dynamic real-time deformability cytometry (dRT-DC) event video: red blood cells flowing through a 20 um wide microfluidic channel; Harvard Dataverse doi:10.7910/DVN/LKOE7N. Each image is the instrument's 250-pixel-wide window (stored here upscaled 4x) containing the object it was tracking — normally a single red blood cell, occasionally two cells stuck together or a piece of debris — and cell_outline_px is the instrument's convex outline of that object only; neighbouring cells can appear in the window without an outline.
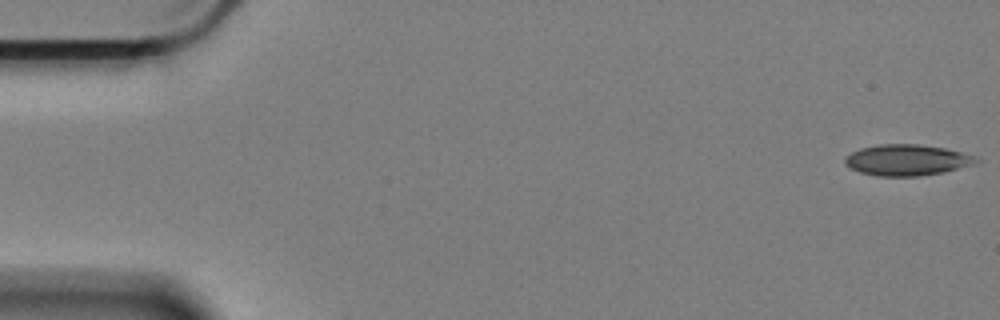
{"species": "Egyptian fruit bat (a non-hibernating species)", "species_latin": "Rousettus aegyptiacus", "temperature_condition": "cold", "stored_images_in_passage": 58, "camera_frame_rate_fps": 3000, "um_per_image_px": 0.085, "animal": {"sex": "female"}, "frame": {"image": 1, "passage_image": 1, "time_ms": 0.0, "image_size_px": [1000, 320], "cell_outline_px": [[980, 160], [976, 164], [940, 172], [916, 176], [880, 176], [860, 172], [844, 164], [844, 156], [860, 148], [880, 144], [916, 144], [944, 148], [960, 152], [972, 156]], "centroid_in_image_um": [77.04, 13.59], "position_along_channel_um": 8.0, "area_um2": 23.41}}
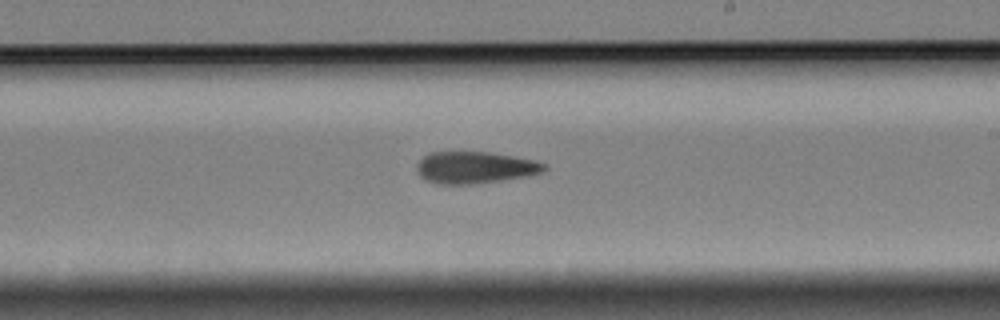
{"frame": {"image": 2, "passage_image": 34, "time_ms": 11.0, "image_size_px": [1000, 320], "cell_outline_px": [[548, 168], [540, 172], [528, 176], [504, 180], [472, 184], [436, 184], [424, 180], [420, 176], [416, 168], [416, 164], [424, 156], [432, 152], [492, 152], [536, 160], [544, 164]], "centroid_in_image_um": [40.36, 14.24], "position_along_channel_um": 248.6, "area_um2": 23.81}}
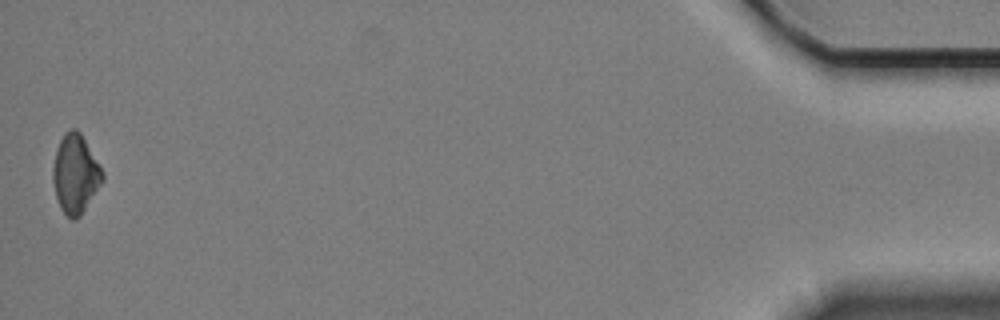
{"frame": {"image": 3, "passage_image": 58, "time_ms": 19.0, "image_size_px": [1000, 320], "cell_outline_px": [[104, 180], [80, 216], [76, 220], [72, 220], [60, 208], [56, 196], [52, 180], [52, 168], [56, 152], [60, 140], [64, 132], [68, 128], [76, 128], [80, 132], [104, 172]], "centroid_in_image_um": [6.4, 14.78], "position_along_channel_um": 428.8, "area_um2": 22.77}, "authors_computed_cell_mechanics": {"area_um2": 23.5535, "velocity_mm_per_s": 3.3866, "shape_relaxation_time_tau1_ms": null, "shape_relaxation_time_tau2_ms": 9.0245, "deformation_change_tau1": null, "deformation_change_tau2": 0.161}}